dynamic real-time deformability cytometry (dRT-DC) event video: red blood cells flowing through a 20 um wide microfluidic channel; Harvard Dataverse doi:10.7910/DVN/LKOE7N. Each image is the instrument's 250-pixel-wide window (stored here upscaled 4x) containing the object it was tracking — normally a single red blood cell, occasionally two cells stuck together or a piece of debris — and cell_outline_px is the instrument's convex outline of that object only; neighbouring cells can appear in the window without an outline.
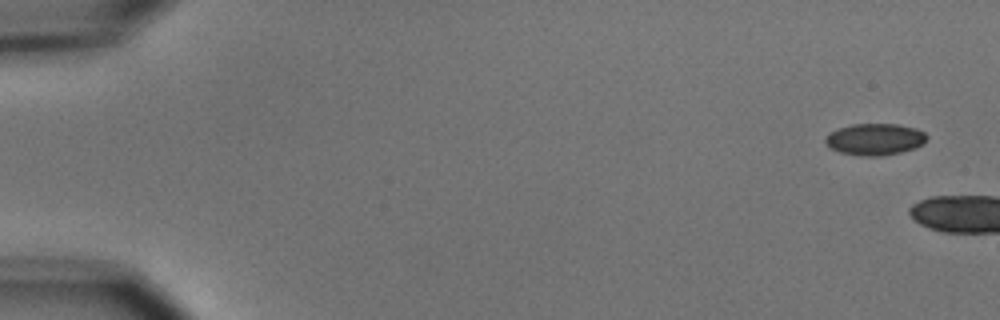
{"species": "common noctule bat (a hibernating species)", "species_latin": "Nyctalus noctula", "temperature_condition": "cold", "stored_images_in_passage": 2, "camera_frame_rate_fps": 3000, "um_per_image_px": 0.085, "animal": {"sex": "male", "body_mass_g": 15.6}, "frame": {"image": 1, "passage_image": 1, "time_ms": 0.0, "image_size_px": [1000, 320], "cell_outline_px": [[928, 136], [916, 148], [900, 152], [880, 156], [864, 156], [840, 152], [832, 148], [824, 140], [832, 132], [840, 128], [852, 124], [896, 124], [916, 128], [924, 132]], "centroid_in_image_um": [74.4, 11.83], "position_along_channel_um": 10.6, "area_um2": 18.32}}